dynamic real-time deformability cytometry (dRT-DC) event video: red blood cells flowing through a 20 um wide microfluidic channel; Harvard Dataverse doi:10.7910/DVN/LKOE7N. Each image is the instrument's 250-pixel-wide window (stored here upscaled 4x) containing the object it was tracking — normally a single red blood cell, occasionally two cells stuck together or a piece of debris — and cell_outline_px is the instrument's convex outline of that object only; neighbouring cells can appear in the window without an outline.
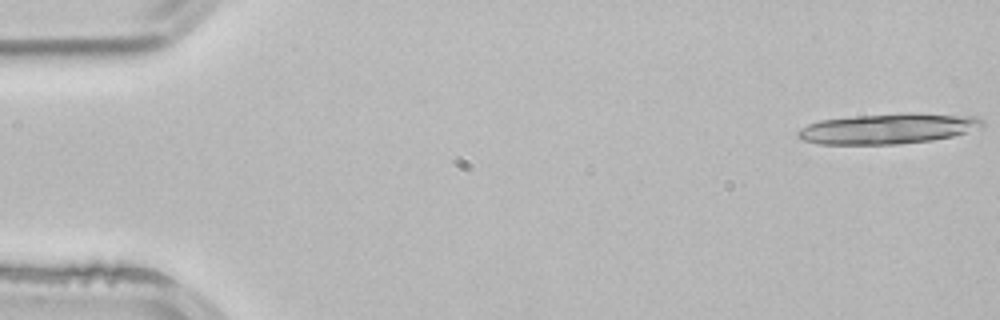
{"species": "common noctule bat (a hibernating species)", "species_latin": "Nyctalus noctula", "temperature_condition": "room temperature", "stored_images_in_passage": 14, "camera_frame_rate_fps": 3000, "um_per_image_px": 0.085, "animal": {"sex": "male", "body_mass_g": 21.5, "forearm_length_mm": 52.0}, "frame": {"image": 1, "passage_image": 1, "time_ms": 0.0, "image_size_px": [1000, 320], "cell_outline_px": [[984, 128], [952, 136], [932, 140], [896, 144], [820, 144], [804, 140], [796, 136], [796, 132], [800, 128], [808, 124], [820, 120], [856, 116], [904, 112], [920, 112], [976, 116], [984, 120]], "centroid_in_image_um": [75.55, 10.91], "position_along_channel_um": 9.4, "area_um2": 33.12}}